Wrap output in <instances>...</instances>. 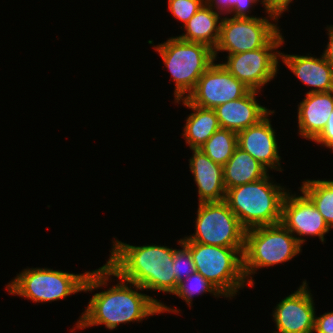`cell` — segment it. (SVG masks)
Segmentation results:
<instances>
[{
    "label": "cell",
    "instance_id": "cell-24",
    "mask_svg": "<svg viewBox=\"0 0 333 333\" xmlns=\"http://www.w3.org/2000/svg\"><path fill=\"white\" fill-rule=\"evenodd\" d=\"M208 292L214 295V297H224L214 285H212L200 273L195 272L178 283L177 289L173 294L183 299L189 307H192V301L195 295H201Z\"/></svg>",
    "mask_w": 333,
    "mask_h": 333
},
{
    "label": "cell",
    "instance_id": "cell-18",
    "mask_svg": "<svg viewBox=\"0 0 333 333\" xmlns=\"http://www.w3.org/2000/svg\"><path fill=\"white\" fill-rule=\"evenodd\" d=\"M297 110L299 135L313 141L322 132L333 111V91L306 93Z\"/></svg>",
    "mask_w": 333,
    "mask_h": 333
},
{
    "label": "cell",
    "instance_id": "cell-7",
    "mask_svg": "<svg viewBox=\"0 0 333 333\" xmlns=\"http://www.w3.org/2000/svg\"><path fill=\"white\" fill-rule=\"evenodd\" d=\"M175 83L174 101L186 98L198 79L215 62L214 50L202 43L170 37L154 46Z\"/></svg>",
    "mask_w": 333,
    "mask_h": 333
},
{
    "label": "cell",
    "instance_id": "cell-25",
    "mask_svg": "<svg viewBox=\"0 0 333 333\" xmlns=\"http://www.w3.org/2000/svg\"><path fill=\"white\" fill-rule=\"evenodd\" d=\"M178 244L182 249H175L173 265L174 274L177 283L185 280L189 275L196 272L193 258L190 250L182 243V240H178Z\"/></svg>",
    "mask_w": 333,
    "mask_h": 333
},
{
    "label": "cell",
    "instance_id": "cell-16",
    "mask_svg": "<svg viewBox=\"0 0 333 333\" xmlns=\"http://www.w3.org/2000/svg\"><path fill=\"white\" fill-rule=\"evenodd\" d=\"M191 150L189 171L198 188V203L223 201L226 194L223 166L215 163L201 149Z\"/></svg>",
    "mask_w": 333,
    "mask_h": 333
},
{
    "label": "cell",
    "instance_id": "cell-4",
    "mask_svg": "<svg viewBox=\"0 0 333 333\" xmlns=\"http://www.w3.org/2000/svg\"><path fill=\"white\" fill-rule=\"evenodd\" d=\"M258 180L226 190L224 201L247 230L279 224L282 203L289 191L270 179Z\"/></svg>",
    "mask_w": 333,
    "mask_h": 333
},
{
    "label": "cell",
    "instance_id": "cell-15",
    "mask_svg": "<svg viewBox=\"0 0 333 333\" xmlns=\"http://www.w3.org/2000/svg\"><path fill=\"white\" fill-rule=\"evenodd\" d=\"M256 95L258 91L250 90L240 99L217 106L214 110L220 127L239 133L265 118L272 110L261 106L256 101Z\"/></svg>",
    "mask_w": 333,
    "mask_h": 333
},
{
    "label": "cell",
    "instance_id": "cell-20",
    "mask_svg": "<svg viewBox=\"0 0 333 333\" xmlns=\"http://www.w3.org/2000/svg\"><path fill=\"white\" fill-rule=\"evenodd\" d=\"M222 16L204 4L183 26L185 33L177 36L187 42L202 43L213 50L220 37V24Z\"/></svg>",
    "mask_w": 333,
    "mask_h": 333
},
{
    "label": "cell",
    "instance_id": "cell-21",
    "mask_svg": "<svg viewBox=\"0 0 333 333\" xmlns=\"http://www.w3.org/2000/svg\"><path fill=\"white\" fill-rule=\"evenodd\" d=\"M268 169L243 149L236 147L233 155L223 166L225 189L234 188L268 175Z\"/></svg>",
    "mask_w": 333,
    "mask_h": 333
},
{
    "label": "cell",
    "instance_id": "cell-29",
    "mask_svg": "<svg viewBox=\"0 0 333 333\" xmlns=\"http://www.w3.org/2000/svg\"><path fill=\"white\" fill-rule=\"evenodd\" d=\"M315 333H333V311L315 316Z\"/></svg>",
    "mask_w": 333,
    "mask_h": 333
},
{
    "label": "cell",
    "instance_id": "cell-23",
    "mask_svg": "<svg viewBox=\"0 0 333 333\" xmlns=\"http://www.w3.org/2000/svg\"><path fill=\"white\" fill-rule=\"evenodd\" d=\"M237 146V133L220 128L199 149L215 163L224 166Z\"/></svg>",
    "mask_w": 333,
    "mask_h": 333
},
{
    "label": "cell",
    "instance_id": "cell-9",
    "mask_svg": "<svg viewBox=\"0 0 333 333\" xmlns=\"http://www.w3.org/2000/svg\"><path fill=\"white\" fill-rule=\"evenodd\" d=\"M265 12L267 17H223L219 41L214 49L215 60L219 52L226 51L230 55L264 47L280 31L277 23L272 21L276 22L281 17L278 12L270 9Z\"/></svg>",
    "mask_w": 333,
    "mask_h": 333
},
{
    "label": "cell",
    "instance_id": "cell-14",
    "mask_svg": "<svg viewBox=\"0 0 333 333\" xmlns=\"http://www.w3.org/2000/svg\"><path fill=\"white\" fill-rule=\"evenodd\" d=\"M273 113H275L274 110L256 125L237 133V145L267 169L282 172L276 132L269 119V116Z\"/></svg>",
    "mask_w": 333,
    "mask_h": 333
},
{
    "label": "cell",
    "instance_id": "cell-26",
    "mask_svg": "<svg viewBox=\"0 0 333 333\" xmlns=\"http://www.w3.org/2000/svg\"><path fill=\"white\" fill-rule=\"evenodd\" d=\"M168 10L184 26L189 19L205 4V0H168Z\"/></svg>",
    "mask_w": 333,
    "mask_h": 333
},
{
    "label": "cell",
    "instance_id": "cell-17",
    "mask_svg": "<svg viewBox=\"0 0 333 333\" xmlns=\"http://www.w3.org/2000/svg\"><path fill=\"white\" fill-rule=\"evenodd\" d=\"M307 55L280 52V59L304 85L313 87L307 93L333 91L332 65L323 55L320 58Z\"/></svg>",
    "mask_w": 333,
    "mask_h": 333
},
{
    "label": "cell",
    "instance_id": "cell-22",
    "mask_svg": "<svg viewBox=\"0 0 333 333\" xmlns=\"http://www.w3.org/2000/svg\"><path fill=\"white\" fill-rule=\"evenodd\" d=\"M299 188L311 199L329 228H333V181L308 179Z\"/></svg>",
    "mask_w": 333,
    "mask_h": 333
},
{
    "label": "cell",
    "instance_id": "cell-31",
    "mask_svg": "<svg viewBox=\"0 0 333 333\" xmlns=\"http://www.w3.org/2000/svg\"><path fill=\"white\" fill-rule=\"evenodd\" d=\"M291 2H293V0H265V5L268 9L282 15L284 11H288V6Z\"/></svg>",
    "mask_w": 333,
    "mask_h": 333
},
{
    "label": "cell",
    "instance_id": "cell-32",
    "mask_svg": "<svg viewBox=\"0 0 333 333\" xmlns=\"http://www.w3.org/2000/svg\"><path fill=\"white\" fill-rule=\"evenodd\" d=\"M327 35L328 43L326 45V49L323 51V57L332 65L333 67V25L327 26Z\"/></svg>",
    "mask_w": 333,
    "mask_h": 333
},
{
    "label": "cell",
    "instance_id": "cell-11",
    "mask_svg": "<svg viewBox=\"0 0 333 333\" xmlns=\"http://www.w3.org/2000/svg\"><path fill=\"white\" fill-rule=\"evenodd\" d=\"M249 91L221 63H213L185 99L198 107L215 109L226 102L242 98Z\"/></svg>",
    "mask_w": 333,
    "mask_h": 333
},
{
    "label": "cell",
    "instance_id": "cell-13",
    "mask_svg": "<svg viewBox=\"0 0 333 333\" xmlns=\"http://www.w3.org/2000/svg\"><path fill=\"white\" fill-rule=\"evenodd\" d=\"M307 281L275 307L272 317L276 324L273 333H314L315 303Z\"/></svg>",
    "mask_w": 333,
    "mask_h": 333
},
{
    "label": "cell",
    "instance_id": "cell-30",
    "mask_svg": "<svg viewBox=\"0 0 333 333\" xmlns=\"http://www.w3.org/2000/svg\"><path fill=\"white\" fill-rule=\"evenodd\" d=\"M205 4L219 15H231L234 9V0H205Z\"/></svg>",
    "mask_w": 333,
    "mask_h": 333
},
{
    "label": "cell",
    "instance_id": "cell-3",
    "mask_svg": "<svg viewBox=\"0 0 333 333\" xmlns=\"http://www.w3.org/2000/svg\"><path fill=\"white\" fill-rule=\"evenodd\" d=\"M112 276L113 271L106 264L81 274L50 268H26L6 285V290L34 303L52 302L82 291L92 293L107 286Z\"/></svg>",
    "mask_w": 333,
    "mask_h": 333
},
{
    "label": "cell",
    "instance_id": "cell-8",
    "mask_svg": "<svg viewBox=\"0 0 333 333\" xmlns=\"http://www.w3.org/2000/svg\"><path fill=\"white\" fill-rule=\"evenodd\" d=\"M195 233L181 238L182 242H197L227 248H244L246 229L227 203H198Z\"/></svg>",
    "mask_w": 333,
    "mask_h": 333
},
{
    "label": "cell",
    "instance_id": "cell-19",
    "mask_svg": "<svg viewBox=\"0 0 333 333\" xmlns=\"http://www.w3.org/2000/svg\"><path fill=\"white\" fill-rule=\"evenodd\" d=\"M182 104L192 112L186 118L183 128L185 143L190 149H199L218 129L220 124L214 109L201 108L189 103L185 98L174 103Z\"/></svg>",
    "mask_w": 333,
    "mask_h": 333
},
{
    "label": "cell",
    "instance_id": "cell-10",
    "mask_svg": "<svg viewBox=\"0 0 333 333\" xmlns=\"http://www.w3.org/2000/svg\"><path fill=\"white\" fill-rule=\"evenodd\" d=\"M284 42L279 31L264 47L227 55V61L221 64L250 90L260 92L278 73L280 51L277 49Z\"/></svg>",
    "mask_w": 333,
    "mask_h": 333
},
{
    "label": "cell",
    "instance_id": "cell-1",
    "mask_svg": "<svg viewBox=\"0 0 333 333\" xmlns=\"http://www.w3.org/2000/svg\"><path fill=\"white\" fill-rule=\"evenodd\" d=\"M113 276L120 281L106 291L93 294L75 328L86 329L104 324L105 328L113 330L121 323L142 322L155 314L164 312L179 314V309L169 307L152 296L138 292L144 290L141 286L119 278L114 272Z\"/></svg>",
    "mask_w": 333,
    "mask_h": 333
},
{
    "label": "cell",
    "instance_id": "cell-27",
    "mask_svg": "<svg viewBox=\"0 0 333 333\" xmlns=\"http://www.w3.org/2000/svg\"><path fill=\"white\" fill-rule=\"evenodd\" d=\"M257 2H261L266 11L269 10L265 5V0H234L232 16L235 18H256L248 14H250L249 11H251L250 8L253 7V4L256 5Z\"/></svg>",
    "mask_w": 333,
    "mask_h": 333
},
{
    "label": "cell",
    "instance_id": "cell-5",
    "mask_svg": "<svg viewBox=\"0 0 333 333\" xmlns=\"http://www.w3.org/2000/svg\"><path fill=\"white\" fill-rule=\"evenodd\" d=\"M296 237L281 223L258 226L245 232L243 270L250 287H254L252 274L260 268L285 263L302 251Z\"/></svg>",
    "mask_w": 333,
    "mask_h": 333
},
{
    "label": "cell",
    "instance_id": "cell-12",
    "mask_svg": "<svg viewBox=\"0 0 333 333\" xmlns=\"http://www.w3.org/2000/svg\"><path fill=\"white\" fill-rule=\"evenodd\" d=\"M301 193L302 195L289 191L286 193L280 223L296 237L301 246L307 241L304 236H318L324 244V236L330 228L311 199L303 191Z\"/></svg>",
    "mask_w": 333,
    "mask_h": 333
},
{
    "label": "cell",
    "instance_id": "cell-28",
    "mask_svg": "<svg viewBox=\"0 0 333 333\" xmlns=\"http://www.w3.org/2000/svg\"><path fill=\"white\" fill-rule=\"evenodd\" d=\"M313 141L333 151V111L331 112L324 129Z\"/></svg>",
    "mask_w": 333,
    "mask_h": 333
},
{
    "label": "cell",
    "instance_id": "cell-2",
    "mask_svg": "<svg viewBox=\"0 0 333 333\" xmlns=\"http://www.w3.org/2000/svg\"><path fill=\"white\" fill-rule=\"evenodd\" d=\"M112 243L105 264L119 278L147 291L174 293L178 286L172 266L175 249L156 244L133 246L117 239Z\"/></svg>",
    "mask_w": 333,
    "mask_h": 333
},
{
    "label": "cell",
    "instance_id": "cell-6",
    "mask_svg": "<svg viewBox=\"0 0 333 333\" xmlns=\"http://www.w3.org/2000/svg\"><path fill=\"white\" fill-rule=\"evenodd\" d=\"M191 252L196 272L231 299L249 284L243 270L244 248L182 242ZM241 288V289H240Z\"/></svg>",
    "mask_w": 333,
    "mask_h": 333
}]
</instances>
